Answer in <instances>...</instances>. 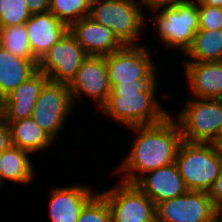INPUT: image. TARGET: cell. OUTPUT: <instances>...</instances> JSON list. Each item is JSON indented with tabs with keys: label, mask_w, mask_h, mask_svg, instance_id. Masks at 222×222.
Segmentation results:
<instances>
[{
	"label": "cell",
	"mask_w": 222,
	"mask_h": 222,
	"mask_svg": "<svg viewBox=\"0 0 222 222\" xmlns=\"http://www.w3.org/2000/svg\"><path fill=\"white\" fill-rule=\"evenodd\" d=\"M129 128L138 134L130 153L117 169L127 172L123 182L134 183L146 172L175 162L182 135L178 122L171 115L157 124Z\"/></svg>",
	"instance_id": "6da1fadb"
},
{
	"label": "cell",
	"mask_w": 222,
	"mask_h": 222,
	"mask_svg": "<svg viewBox=\"0 0 222 222\" xmlns=\"http://www.w3.org/2000/svg\"><path fill=\"white\" fill-rule=\"evenodd\" d=\"M141 5L144 0H93L88 17L110 28L124 46L136 45L145 20Z\"/></svg>",
	"instance_id": "7a4b0ae2"
},
{
	"label": "cell",
	"mask_w": 222,
	"mask_h": 222,
	"mask_svg": "<svg viewBox=\"0 0 222 222\" xmlns=\"http://www.w3.org/2000/svg\"><path fill=\"white\" fill-rule=\"evenodd\" d=\"M175 164L189 191L207 192L220 173L221 160L210 143L182 140Z\"/></svg>",
	"instance_id": "3957f363"
},
{
	"label": "cell",
	"mask_w": 222,
	"mask_h": 222,
	"mask_svg": "<svg viewBox=\"0 0 222 222\" xmlns=\"http://www.w3.org/2000/svg\"><path fill=\"white\" fill-rule=\"evenodd\" d=\"M156 85L155 81L146 91L139 94L108 97L100 110L128 127L157 124L169 113L154 98Z\"/></svg>",
	"instance_id": "277c9868"
},
{
	"label": "cell",
	"mask_w": 222,
	"mask_h": 222,
	"mask_svg": "<svg viewBox=\"0 0 222 222\" xmlns=\"http://www.w3.org/2000/svg\"><path fill=\"white\" fill-rule=\"evenodd\" d=\"M182 140L210 143L222 133V100L197 98L186 102L179 112Z\"/></svg>",
	"instance_id": "5b68a950"
},
{
	"label": "cell",
	"mask_w": 222,
	"mask_h": 222,
	"mask_svg": "<svg viewBox=\"0 0 222 222\" xmlns=\"http://www.w3.org/2000/svg\"><path fill=\"white\" fill-rule=\"evenodd\" d=\"M160 10L154 16V25L158 29L160 39L167 48H178L180 53L185 54L199 29L197 2L194 0Z\"/></svg>",
	"instance_id": "8992f818"
},
{
	"label": "cell",
	"mask_w": 222,
	"mask_h": 222,
	"mask_svg": "<svg viewBox=\"0 0 222 222\" xmlns=\"http://www.w3.org/2000/svg\"><path fill=\"white\" fill-rule=\"evenodd\" d=\"M87 57L83 47L68 30L38 61V71L47 75L49 81L70 85Z\"/></svg>",
	"instance_id": "52a82bcc"
},
{
	"label": "cell",
	"mask_w": 222,
	"mask_h": 222,
	"mask_svg": "<svg viewBox=\"0 0 222 222\" xmlns=\"http://www.w3.org/2000/svg\"><path fill=\"white\" fill-rule=\"evenodd\" d=\"M73 108L69 85L48 81L37 98L31 118L55 140Z\"/></svg>",
	"instance_id": "ba28073f"
},
{
	"label": "cell",
	"mask_w": 222,
	"mask_h": 222,
	"mask_svg": "<svg viewBox=\"0 0 222 222\" xmlns=\"http://www.w3.org/2000/svg\"><path fill=\"white\" fill-rule=\"evenodd\" d=\"M100 194L109 204L112 222H156L155 205L134 183H118Z\"/></svg>",
	"instance_id": "9c48e42d"
},
{
	"label": "cell",
	"mask_w": 222,
	"mask_h": 222,
	"mask_svg": "<svg viewBox=\"0 0 222 222\" xmlns=\"http://www.w3.org/2000/svg\"><path fill=\"white\" fill-rule=\"evenodd\" d=\"M148 49L139 45H125L105 56L110 84L156 80V68Z\"/></svg>",
	"instance_id": "30bf717a"
},
{
	"label": "cell",
	"mask_w": 222,
	"mask_h": 222,
	"mask_svg": "<svg viewBox=\"0 0 222 222\" xmlns=\"http://www.w3.org/2000/svg\"><path fill=\"white\" fill-rule=\"evenodd\" d=\"M156 222H210L216 217V205L207 192L187 193L155 205Z\"/></svg>",
	"instance_id": "8fae6325"
},
{
	"label": "cell",
	"mask_w": 222,
	"mask_h": 222,
	"mask_svg": "<svg viewBox=\"0 0 222 222\" xmlns=\"http://www.w3.org/2000/svg\"><path fill=\"white\" fill-rule=\"evenodd\" d=\"M69 89L73 105L76 98L85 93L98 103L100 109L111 91L105 56H88L80 65Z\"/></svg>",
	"instance_id": "7c38bea8"
},
{
	"label": "cell",
	"mask_w": 222,
	"mask_h": 222,
	"mask_svg": "<svg viewBox=\"0 0 222 222\" xmlns=\"http://www.w3.org/2000/svg\"><path fill=\"white\" fill-rule=\"evenodd\" d=\"M48 81V76L37 70L0 101V117L7 124L31 117L37 98Z\"/></svg>",
	"instance_id": "4fadbf2b"
},
{
	"label": "cell",
	"mask_w": 222,
	"mask_h": 222,
	"mask_svg": "<svg viewBox=\"0 0 222 222\" xmlns=\"http://www.w3.org/2000/svg\"><path fill=\"white\" fill-rule=\"evenodd\" d=\"M134 184L153 201L154 205L189 191L175 162L146 172Z\"/></svg>",
	"instance_id": "5bb4252c"
},
{
	"label": "cell",
	"mask_w": 222,
	"mask_h": 222,
	"mask_svg": "<svg viewBox=\"0 0 222 222\" xmlns=\"http://www.w3.org/2000/svg\"><path fill=\"white\" fill-rule=\"evenodd\" d=\"M68 30L88 56H106L124 46L110 28L88 16L73 22Z\"/></svg>",
	"instance_id": "9a60e30c"
},
{
	"label": "cell",
	"mask_w": 222,
	"mask_h": 222,
	"mask_svg": "<svg viewBox=\"0 0 222 222\" xmlns=\"http://www.w3.org/2000/svg\"><path fill=\"white\" fill-rule=\"evenodd\" d=\"M96 194L91 187L83 185L54 188L48 203L51 222H77L85 205Z\"/></svg>",
	"instance_id": "2e32d148"
},
{
	"label": "cell",
	"mask_w": 222,
	"mask_h": 222,
	"mask_svg": "<svg viewBox=\"0 0 222 222\" xmlns=\"http://www.w3.org/2000/svg\"><path fill=\"white\" fill-rule=\"evenodd\" d=\"M33 56L39 61L68 31L51 12L32 14L25 23Z\"/></svg>",
	"instance_id": "e0dca14e"
},
{
	"label": "cell",
	"mask_w": 222,
	"mask_h": 222,
	"mask_svg": "<svg viewBox=\"0 0 222 222\" xmlns=\"http://www.w3.org/2000/svg\"><path fill=\"white\" fill-rule=\"evenodd\" d=\"M184 67L196 98L222 100V61L186 62Z\"/></svg>",
	"instance_id": "ac0fdd59"
},
{
	"label": "cell",
	"mask_w": 222,
	"mask_h": 222,
	"mask_svg": "<svg viewBox=\"0 0 222 222\" xmlns=\"http://www.w3.org/2000/svg\"><path fill=\"white\" fill-rule=\"evenodd\" d=\"M38 70V60L12 55L0 47V101Z\"/></svg>",
	"instance_id": "d6986e66"
},
{
	"label": "cell",
	"mask_w": 222,
	"mask_h": 222,
	"mask_svg": "<svg viewBox=\"0 0 222 222\" xmlns=\"http://www.w3.org/2000/svg\"><path fill=\"white\" fill-rule=\"evenodd\" d=\"M12 146L34 153L51 146L55 141L31 117L8 123Z\"/></svg>",
	"instance_id": "ffe728a7"
},
{
	"label": "cell",
	"mask_w": 222,
	"mask_h": 222,
	"mask_svg": "<svg viewBox=\"0 0 222 222\" xmlns=\"http://www.w3.org/2000/svg\"><path fill=\"white\" fill-rule=\"evenodd\" d=\"M30 152L10 145L0 153V185L4 179L26 184L34 178V164Z\"/></svg>",
	"instance_id": "44dd1931"
},
{
	"label": "cell",
	"mask_w": 222,
	"mask_h": 222,
	"mask_svg": "<svg viewBox=\"0 0 222 222\" xmlns=\"http://www.w3.org/2000/svg\"><path fill=\"white\" fill-rule=\"evenodd\" d=\"M185 55L192 58V60L187 62L222 61V29H198Z\"/></svg>",
	"instance_id": "7402d4cb"
},
{
	"label": "cell",
	"mask_w": 222,
	"mask_h": 222,
	"mask_svg": "<svg viewBox=\"0 0 222 222\" xmlns=\"http://www.w3.org/2000/svg\"><path fill=\"white\" fill-rule=\"evenodd\" d=\"M0 47L14 56L37 60L30 49L25 24L0 28Z\"/></svg>",
	"instance_id": "603a6c76"
},
{
	"label": "cell",
	"mask_w": 222,
	"mask_h": 222,
	"mask_svg": "<svg viewBox=\"0 0 222 222\" xmlns=\"http://www.w3.org/2000/svg\"><path fill=\"white\" fill-rule=\"evenodd\" d=\"M92 0H51L49 12L68 27L89 14Z\"/></svg>",
	"instance_id": "cb8c5ba5"
},
{
	"label": "cell",
	"mask_w": 222,
	"mask_h": 222,
	"mask_svg": "<svg viewBox=\"0 0 222 222\" xmlns=\"http://www.w3.org/2000/svg\"><path fill=\"white\" fill-rule=\"evenodd\" d=\"M31 15L26 0H1L0 28L25 24Z\"/></svg>",
	"instance_id": "d4e9b609"
},
{
	"label": "cell",
	"mask_w": 222,
	"mask_h": 222,
	"mask_svg": "<svg viewBox=\"0 0 222 222\" xmlns=\"http://www.w3.org/2000/svg\"><path fill=\"white\" fill-rule=\"evenodd\" d=\"M77 222H112L106 199L97 193L83 208Z\"/></svg>",
	"instance_id": "484cf974"
},
{
	"label": "cell",
	"mask_w": 222,
	"mask_h": 222,
	"mask_svg": "<svg viewBox=\"0 0 222 222\" xmlns=\"http://www.w3.org/2000/svg\"><path fill=\"white\" fill-rule=\"evenodd\" d=\"M199 30L222 29V8L198 5Z\"/></svg>",
	"instance_id": "4316f807"
},
{
	"label": "cell",
	"mask_w": 222,
	"mask_h": 222,
	"mask_svg": "<svg viewBox=\"0 0 222 222\" xmlns=\"http://www.w3.org/2000/svg\"><path fill=\"white\" fill-rule=\"evenodd\" d=\"M157 80H136L121 84H110L111 91L108 97H121L123 94H139L146 91Z\"/></svg>",
	"instance_id": "83f0119b"
},
{
	"label": "cell",
	"mask_w": 222,
	"mask_h": 222,
	"mask_svg": "<svg viewBox=\"0 0 222 222\" xmlns=\"http://www.w3.org/2000/svg\"><path fill=\"white\" fill-rule=\"evenodd\" d=\"M194 0H144V7L152 9L154 12H158L163 8L176 7L179 4L190 2Z\"/></svg>",
	"instance_id": "f1b7e54d"
},
{
	"label": "cell",
	"mask_w": 222,
	"mask_h": 222,
	"mask_svg": "<svg viewBox=\"0 0 222 222\" xmlns=\"http://www.w3.org/2000/svg\"><path fill=\"white\" fill-rule=\"evenodd\" d=\"M207 193L216 206L222 203V166L220 168L219 175L217 176Z\"/></svg>",
	"instance_id": "f546056e"
},
{
	"label": "cell",
	"mask_w": 222,
	"mask_h": 222,
	"mask_svg": "<svg viewBox=\"0 0 222 222\" xmlns=\"http://www.w3.org/2000/svg\"><path fill=\"white\" fill-rule=\"evenodd\" d=\"M31 14L45 13L49 11L51 0H26Z\"/></svg>",
	"instance_id": "4dcf8cb0"
},
{
	"label": "cell",
	"mask_w": 222,
	"mask_h": 222,
	"mask_svg": "<svg viewBox=\"0 0 222 222\" xmlns=\"http://www.w3.org/2000/svg\"><path fill=\"white\" fill-rule=\"evenodd\" d=\"M10 145V130L8 124L0 117V153Z\"/></svg>",
	"instance_id": "1f68e13d"
},
{
	"label": "cell",
	"mask_w": 222,
	"mask_h": 222,
	"mask_svg": "<svg viewBox=\"0 0 222 222\" xmlns=\"http://www.w3.org/2000/svg\"><path fill=\"white\" fill-rule=\"evenodd\" d=\"M210 145L213 148L215 155L221 160L222 162V133L216 136L211 142Z\"/></svg>",
	"instance_id": "d6a6232c"
},
{
	"label": "cell",
	"mask_w": 222,
	"mask_h": 222,
	"mask_svg": "<svg viewBox=\"0 0 222 222\" xmlns=\"http://www.w3.org/2000/svg\"><path fill=\"white\" fill-rule=\"evenodd\" d=\"M197 5H207L222 8V0H196Z\"/></svg>",
	"instance_id": "836d02e7"
},
{
	"label": "cell",
	"mask_w": 222,
	"mask_h": 222,
	"mask_svg": "<svg viewBox=\"0 0 222 222\" xmlns=\"http://www.w3.org/2000/svg\"><path fill=\"white\" fill-rule=\"evenodd\" d=\"M216 218L222 222V203L216 206Z\"/></svg>",
	"instance_id": "e575fe53"
},
{
	"label": "cell",
	"mask_w": 222,
	"mask_h": 222,
	"mask_svg": "<svg viewBox=\"0 0 222 222\" xmlns=\"http://www.w3.org/2000/svg\"><path fill=\"white\" fill-rule=\"evenodd\" d=\"M210 222H220L216 217L213 219V220H211Z\"/></svg>",
	"instance_id": "d590c367"
}]
</instances>
